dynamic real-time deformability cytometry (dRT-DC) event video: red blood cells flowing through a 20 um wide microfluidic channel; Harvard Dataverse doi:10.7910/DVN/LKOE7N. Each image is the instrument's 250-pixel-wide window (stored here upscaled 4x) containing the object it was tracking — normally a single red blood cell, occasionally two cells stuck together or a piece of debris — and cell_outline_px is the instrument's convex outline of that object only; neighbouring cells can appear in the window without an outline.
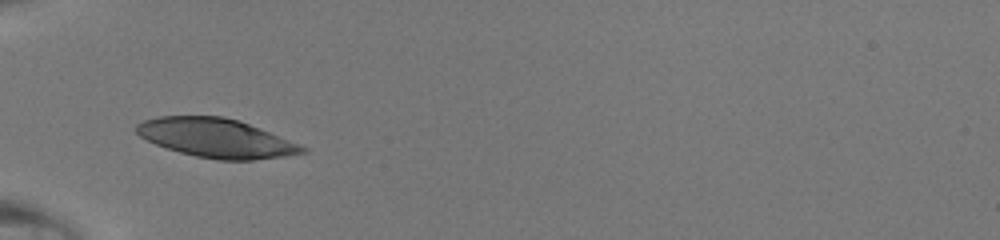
{"species": "human", "species_latin": "Homo sapiens", "temperature_condition": "room temperature", "stored_images_in_passage": 31, "camera_frame_rate_fps": 3000, "um_per_image_px": 0.085, "donor": {"sex": "male"}, "frame": {"image": 1, "passage_image": 1, "time_ms": 0.0, "image_size_px": [1000, 240], "cell_outline_px": [[308, 152], [284, 156], [252, 160], [216, 160], [196, 156], [180, 152], [156, 144], [140, 136], [136, 132], [136, 124], [144, 120], [160, 116], [224, 116], [248, 124], [308, 148]], "centroid_in_image_um": [18.35, 11.74], "position_along_channel_um": 66.6, "area_um2": 37.11}}
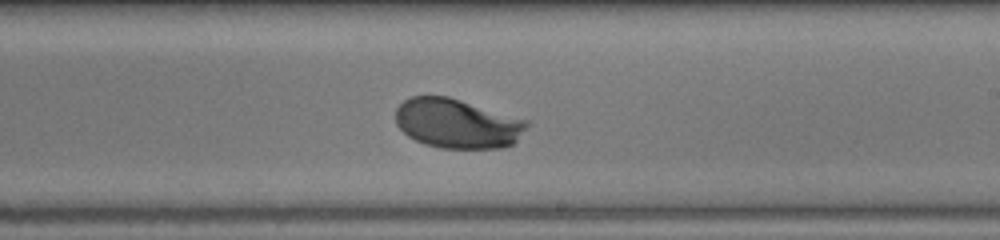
{"frame": {"image": 2, "passage_image": 14, "time_ms": 4.333, "image_size_px": [1000, 240], "cell_outline_px": [[528, 124], [516, 140], [512, 144], [504, 148], [440, 148], [424, 144], [408, 136], [396, 124], [396, 108], [404, 100], [412, 96], [448, 96], [528, 120]], "centroid_in_image_um": [38.84, 10.49], "position_along_channel_um": 250.2, "area_um2": 37.69}}
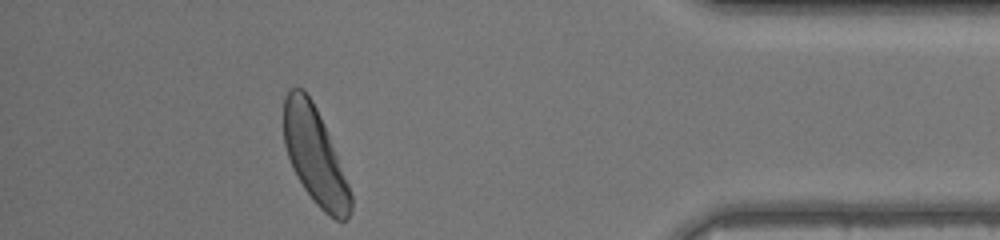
{"frame": {"image": 3, "passage_image": 27, "time_ms": 8.667, "image_size_px": [1000, 240], "cell_outline_px": [[352, 208], [348, 216], [344, 220], [336, 220], [324, 212], [312, 200], [296, 176], [292, 168], [284, 144], [284, 96], [288, 88], [304, 88], [312, 100], [320, 116], [348, 184], [352, 196]], "centroid_in_image_um": [26.73, 13.23], "position_along_channel_um": 408.5, "area_um2": 37.11}}